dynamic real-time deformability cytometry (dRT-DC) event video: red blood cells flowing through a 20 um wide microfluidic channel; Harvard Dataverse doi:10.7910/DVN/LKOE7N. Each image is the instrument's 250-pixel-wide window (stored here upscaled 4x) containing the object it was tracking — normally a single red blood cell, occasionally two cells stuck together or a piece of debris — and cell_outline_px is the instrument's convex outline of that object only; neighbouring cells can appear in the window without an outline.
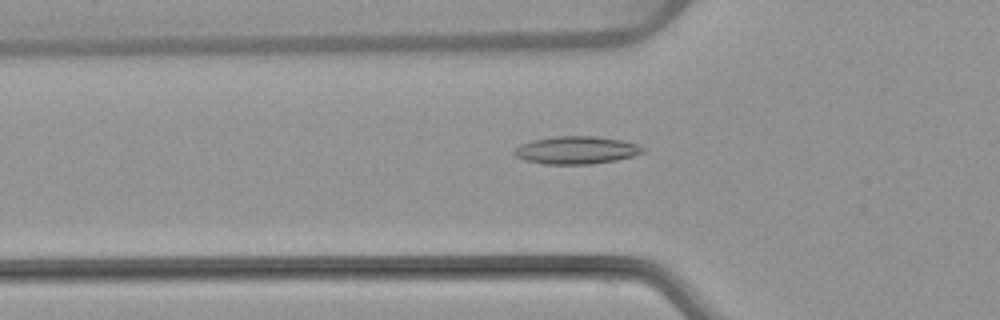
{"species": "common noctule bat (a hibernating species)", "species_latin": "Nyctalus noctula", "temperature_condition": "warm", "stored_images_in_passage": 43, "camera_frame_rate_fps": 3000, "um_per_image_px": 0.085, "animal": {"sex": "female", "body_mass_g": 22.7, "forearm_length_mm": 54.2}, "frame": {"image": 1, "passage_image": 8, "time_ms": 2.333, "image_size_px": [1000, 320], "cell_outline_px": [[648, 152], [616, 160], [592, 164], [544, 164], [524, 160], [516, 156], [512, 152], [520, 144], [532, 140], [556, 136], [592, 136], [620, 140], [640, 144]], "centroid_in_image_um": [49.01, 12.76], "position_along_channel_um": 76.8, "area_um2": 20.87}}
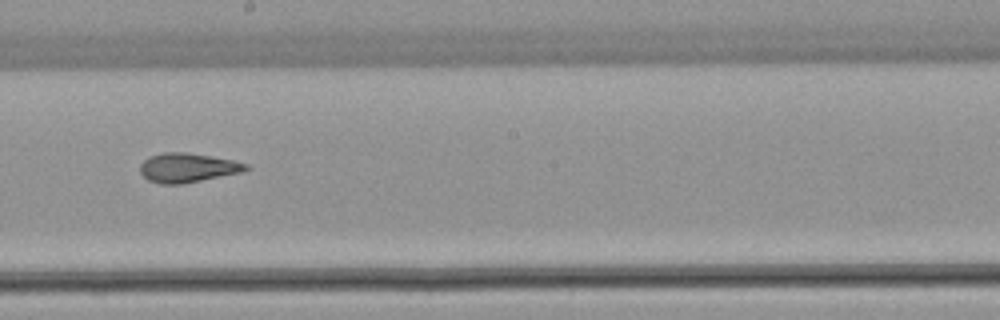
{"frame": {"image": 2, "passage_image": 20, "time_ms": 6.333, "image_size_px": [1000, 320], "cell_outline_px": [[252, 168], [240, 172], [184, 184], [160, 184], [148, 180], [140, 172], [140, 164], [148, 156], [164, 152], [184, 152], [232, 160], [248, 164]], "centroid_in_image_um": [15.92, 14.26], "position_along_channel_um": 232.3, "area_um2": 17.98}}
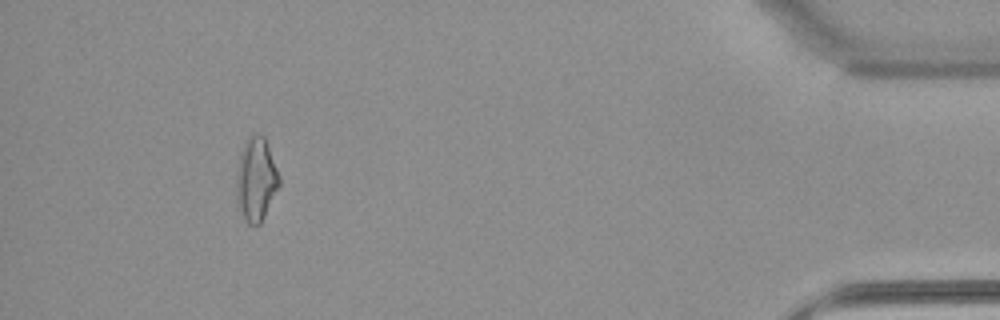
{"frame": {"image": 3, "passage_image": 39, "time_ms": 12.667, "image_size_px": [1000, 320], "cell_outline_px": [[280, 184], [260, 224], [248, 224], [236, 200], [236, 172], [240, 152], [244, 140], [252, 132], [264, 136], [280, 176]], "centroid_in_image_um": [21.75, 15.18], "position_along_channel_um": 413.5, "area_um2": 20.87}, "authors_computed_cell_mechanics": {"area_um2": 18.0914, "velocity_mm_per_s": 3.8743, "shape_relaxation_time_tau1_ms": null, "shape_relaxation_time_tau2_ms": 2.2703, "deformation_change_tau1": null, "deformation_change_tau2": 0.1044}}